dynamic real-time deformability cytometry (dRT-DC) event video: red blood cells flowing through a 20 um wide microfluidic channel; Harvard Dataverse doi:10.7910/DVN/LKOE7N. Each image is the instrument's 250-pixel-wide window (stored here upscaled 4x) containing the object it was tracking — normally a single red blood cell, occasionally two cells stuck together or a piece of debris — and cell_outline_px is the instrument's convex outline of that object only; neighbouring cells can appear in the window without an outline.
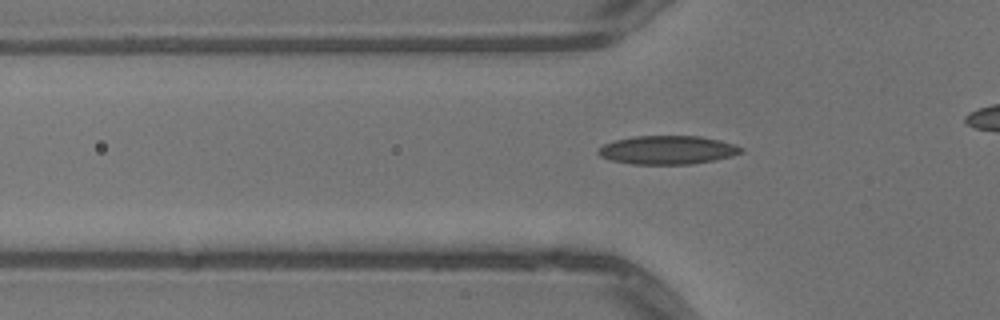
{"species": "common noctule bat (a hibernating species)", "species_latin": "Nyctalus noctula", "temperature_condition": "warm", "stored_images_in_passage": 31, "camera_frame_rate_fps": 3000, "um_per_image_px": 0.085, "animal": {"sex": "male", "body_mass_g": 13.3}, "frame": {"image": 1, "passage_image": 6, "time_ms": 1.667, "image_size_px": [1000, 320], "cell_outline_px": [[744, 152], [732, 156], [692, 164], [632, 164], [612, 160], [600, 156], [596, 152], [604, 144], [616, 140], [632, 136], [700, 136], [720, 140], [744, 148]], "centroid_in_image_um": [56.75, 12.74], "position_along_channel_um": 69.1, "area_um2": 23.7}}
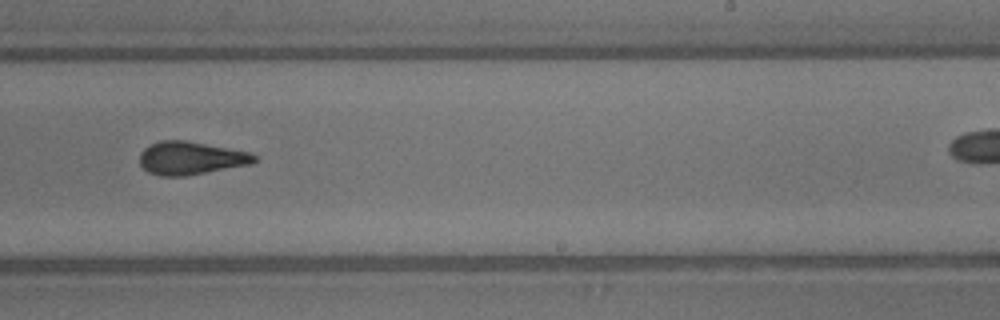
{"frame": {"image": 2, "passage_image": 21, "time_ms": 6.667, "image_size_px": [1000, 320], "cell_outline_px": [[256, 160], [252, 164], [184, 176], [160, 176], [148, 172], [140, 164], [140, 152], [144, 148], [160, 140], [184, 140], [248, 152], [256, 156]], "centroid_in_image_um": [16.18, 13.44], "position_along_channel_um": 272.8, "area_um2": 21.85}}
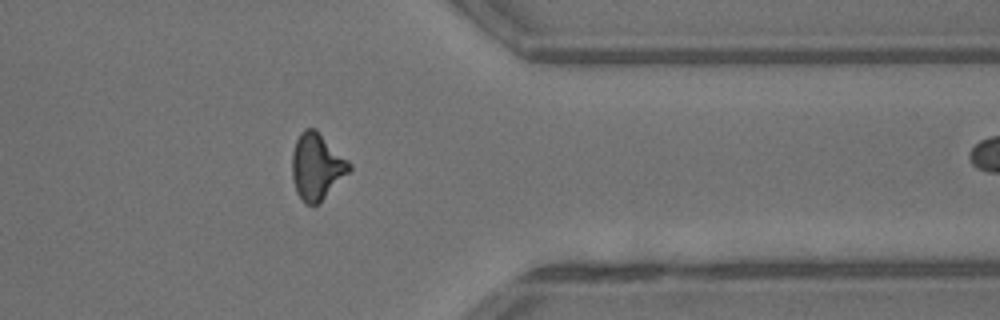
{"frame": {"image": 3, "passage_image": 30, "time_ms": 9.667, "image_size_px": [1000, 320], "cell_outline_px": [[352, 168], [316, 204], [304, 204], [296, 192], [292, 176], [292, 152], [296, 140], [300, 132], [304, 128], [316, 128], [352, 164]], "centroid_in_image_um": [26.89, 14.1], "position_along_channel_um": 384.5, "area_um2": 21.85}}